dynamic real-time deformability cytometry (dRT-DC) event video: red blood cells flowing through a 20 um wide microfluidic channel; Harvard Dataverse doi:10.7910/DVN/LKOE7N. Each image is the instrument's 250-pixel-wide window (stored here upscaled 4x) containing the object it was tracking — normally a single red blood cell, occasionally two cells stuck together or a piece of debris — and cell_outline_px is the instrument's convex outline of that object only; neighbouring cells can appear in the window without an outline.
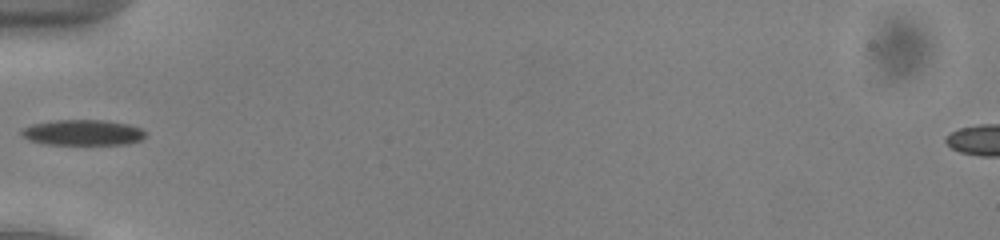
{"species": "common noctule bat (a hibernating species)", "species_latin": "Nyctalus noctula", "temperature_condition": "cold", "stored_images_in_passage": 31, "camera_frame_rate_fps": 3000, "um_per_image_px": 0.085, "animal": {"sex": "male", "body_mass_g": 13.0, "forearm_length_mm": 53.1}, "frame": {"image": 1, "passage_image": 1, "time_ms": 0.0, "image_size_px": [1000, 240], "cell_outline_px": [[148, 132], [140, 140], [128, 144], [44, 144], [28, 140], [20, 132], [24, 128], [32, 124], [56, 120], [104, 120], [128, 124], [140, 128]], "centroid_in_image_um": [7.06, 11.26], "position_along_channel_um": 77.9, "area_um2": 18.44}}
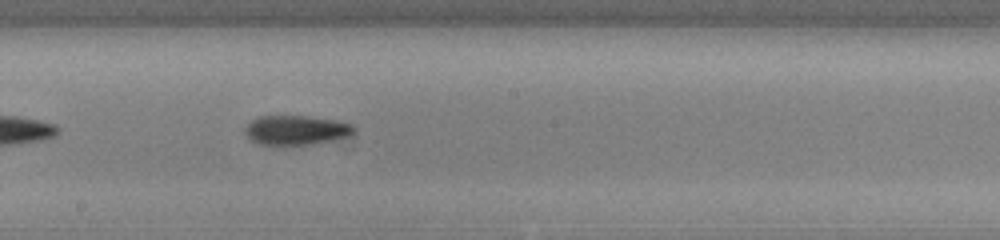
{"frame": {"image": 2, "passage_image": 12, "time_ms": 3.667, "image_size_px": [1000, 240], "cell_outline_px": [[356, 128], [348, 136], [332, 140], [308, 144], [260, 144], [252, 140], [244, 132], [244, 128], [252, 120], [260, 116], [304, 116], [336, 120], [352, 124]], "centroid_in_image_um": [25.16, 11.04], "position_along_channel_um": 223.0, "area_um2": 18.32}}
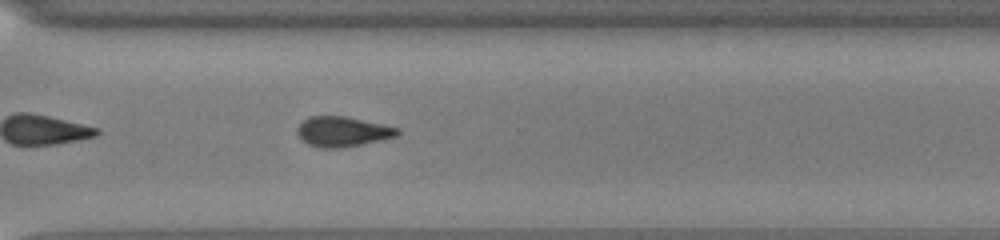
{"frame": {"image": 3, "passage_image": 21, "time_ms": 6.667, "image_size_px": [1000, 240], "cell_outline_px": [[400, 132], [396, 136], [380, 140], [344, 148], [320, 148], [308, 144], [296, 132], [296, 128], [308, 116], [348, 116], [400, 128]], "centroid_in_image_um": [29.13, 11.18], "position_along_channel_um": 341.5, "area_um2": 17.63}, "authors_computed_cell_mechanics": {"area_um2": 17.8602, "velocity_mm_per_s": 3.9507, "shape_relaxation_time_tau1_ms": 6.2495, "shape_relaxation_time_tau2_ms": 5.1801, "deformation_change_tau1": 0.1275, "deformation_change_tau2": 0.118}}